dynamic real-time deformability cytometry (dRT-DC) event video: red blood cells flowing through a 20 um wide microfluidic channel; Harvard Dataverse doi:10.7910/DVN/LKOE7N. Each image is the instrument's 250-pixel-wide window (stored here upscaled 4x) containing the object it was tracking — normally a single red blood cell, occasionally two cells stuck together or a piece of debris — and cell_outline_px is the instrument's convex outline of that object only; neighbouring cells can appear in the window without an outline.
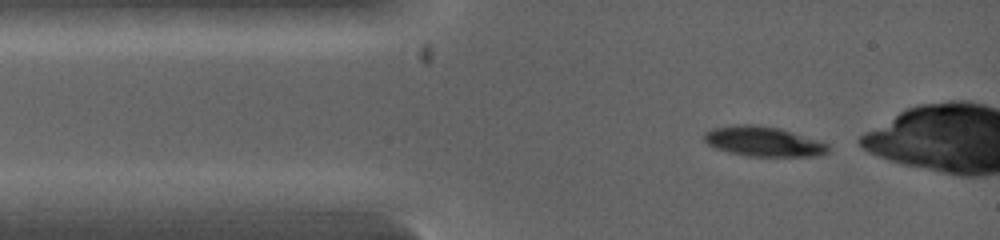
{"species": "common noctule bat (a hibernating species)", "species_latin": "Nyctalus noctula", "temperature_condition": "warm", "stored_images_in_passage": 8, "camera_frame_rate_fps": 5000, "um_per_image_px": 0.085, "animal": {"sex": "female", "body_mass_g": 19.0, "forearm_length_mm": 53.3}, "frame": {"image": 1, "passage_image": 1, "time_ms": 0.0, "image_size_px": [1000, 240], "cell_outline_px": [[828, 152], [820, 156], [748, 156], [728, 152], [716, 148], [708, 144], [704, 140], [704, 132], [712, 128], [736, 124], [756, 124], [780, 128], [828, 144]], "centroid_in_image_um": [64.85, 12.02], "position_along_channel_um": 20.1, "area_um2": 21.56}}